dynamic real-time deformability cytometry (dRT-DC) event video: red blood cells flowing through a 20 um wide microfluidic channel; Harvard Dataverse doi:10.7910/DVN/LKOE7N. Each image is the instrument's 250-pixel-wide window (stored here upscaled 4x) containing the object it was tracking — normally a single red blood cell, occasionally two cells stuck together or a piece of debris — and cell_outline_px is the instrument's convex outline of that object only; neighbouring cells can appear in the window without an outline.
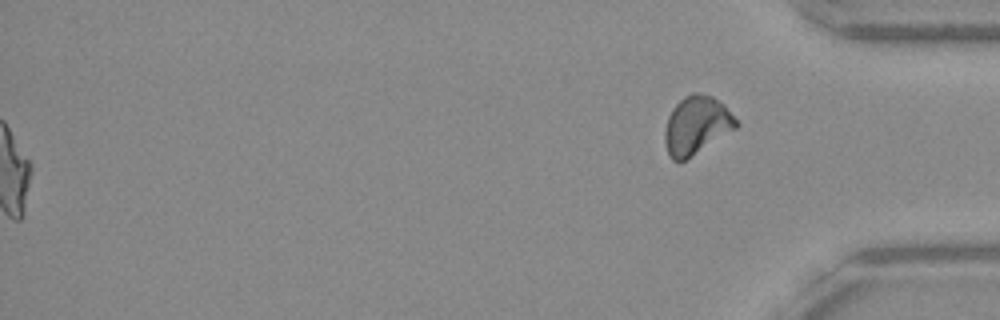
{"species": "Egyptian fruit bat (a non-hibernating species)", "species_latin": "Rousettus aegyptiacus", "temperature_condition": "warm", "stored_images_in_passage": 53, "segment_of_instrument_passage": [2, 2], "camera_frame_rate_fps": 3000, "um_per_image_px": 0.085, "frame": {"image": 1, "passage_image": 53, "time_ms": 17.333, "image_size_px": [1000, 320], "cell_outline_px": [[740, 124], [736, 128], [684, 160], [672, 160], [668, 156], [664, 140], [664, 132], [668, 116], [672, 108], [684, 96], [692, 92], [700, 92], [712, 96], [724, 104]], "centroid_in_image_um": [59.18, 10.61], "position_along_channel_um": 376.0, "area_um2": 24.04}}